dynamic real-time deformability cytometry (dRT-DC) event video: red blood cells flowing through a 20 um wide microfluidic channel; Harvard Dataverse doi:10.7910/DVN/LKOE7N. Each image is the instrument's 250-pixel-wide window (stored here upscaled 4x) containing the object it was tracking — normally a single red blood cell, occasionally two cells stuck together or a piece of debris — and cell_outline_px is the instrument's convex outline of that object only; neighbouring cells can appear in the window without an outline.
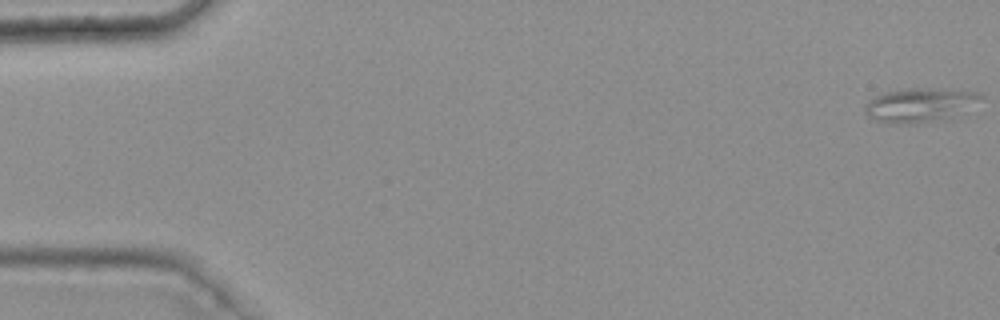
{"species": "common noctule bat (a hibernating species)", "species_latin": "Nyctalus noctula", "temperature_condition": "warm", "stored_images_in_passage": 49, "camera_frame_rate_fps": 3000, "um_per_image_px": 0.085, "animal": {"sex": "female", "body_mass_g": 25.1}, "frame": {"image": 1, "passage_image": 1, "time_ms": 0.0, "image_size_px": [1000, 320], "cell_outline_px": [[984, 96], [964, 112], [924, 124], [892, 124], [876, 120], [868, 116], [864, 112], [864, 108], [876, 96], [888, 92], [908, 88], [928, 88], [980, 92]], "centroid_in_image_um": [78.2, 8.94], "position_along_channel_um": 6.8, "area_um2": 22.77}}
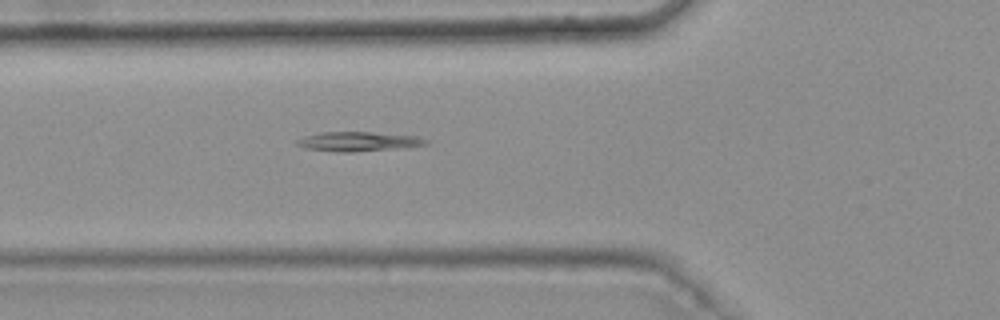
{"frame": {"image": 2, "passage_image": 20, "time_ms": 6.333, "image_size_px": [1000, 320], "cell_outline_px": [[432, 140], [428, 144], [404, 148], [352, 152], [336, 152], [304, 148], [296, 144], [296, 140], [304, 136], [320, 132], [372, 132], [416, 136]], "centroid_in_image_um": [30.5, 12.03], "position_along_channel_um": 95.3, "area_um2": 14.85}}
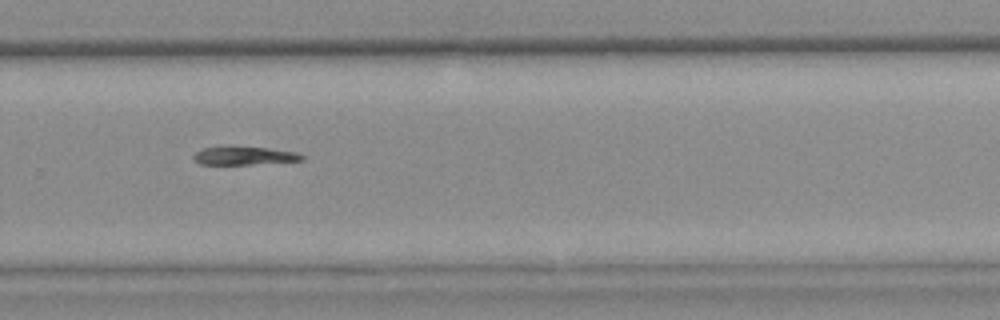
{"frame": {"image": 3, "passage_image": 37, "time_ms": 12.0, "image_size_px": [1000, 320], "cell_outline_px": [[304, 160], [252, 164], [200, 164], [192, 156], [196, 152], [204, 148], [220, 144], [268, 148], [296, 152], [304, 156]], "centroid_in_image_um": [20.71, 13.2], "position_along_channel_um": 309.1, "area_um2": 11.85}}